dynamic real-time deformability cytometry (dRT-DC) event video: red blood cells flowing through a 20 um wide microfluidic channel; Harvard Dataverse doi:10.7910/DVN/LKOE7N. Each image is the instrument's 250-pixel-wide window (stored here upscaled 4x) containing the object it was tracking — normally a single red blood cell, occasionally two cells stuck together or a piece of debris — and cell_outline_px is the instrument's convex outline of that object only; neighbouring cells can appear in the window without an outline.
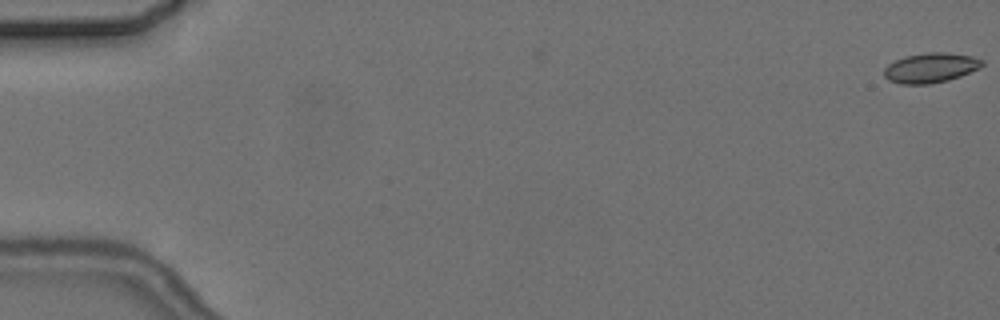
{"species": "common noctule bat (a hibernating species)", "species_latin": "Nyctalus noctula", "temperature_condition": "cold", "stored_images_in_passage": 2, "camera_frame_rate_fps": 3000, "um_per_image_px": 0.085, "animal": {"sex": "female", "body_mass_g": 24.6, "forearm_length_mm": 56.2}, "frame": {"image": 1, "passage_image": 2, "time_ms": 1.0, "image_size_px": [1000, 320], "cell_outline_px": [[984, 64], [980, 68], [960, 76], [948, 80], [928, 84], [900, 84], [888, 80], [884, 76], [884, 68], [888, 64], [904, 56], [928, 52], [944, 52], [972, 56], [984, 60]], "centroid_in_image_um": [79.1, 5.76], "position_along_channel_um": 5.9, "area_um2": 17.11}}